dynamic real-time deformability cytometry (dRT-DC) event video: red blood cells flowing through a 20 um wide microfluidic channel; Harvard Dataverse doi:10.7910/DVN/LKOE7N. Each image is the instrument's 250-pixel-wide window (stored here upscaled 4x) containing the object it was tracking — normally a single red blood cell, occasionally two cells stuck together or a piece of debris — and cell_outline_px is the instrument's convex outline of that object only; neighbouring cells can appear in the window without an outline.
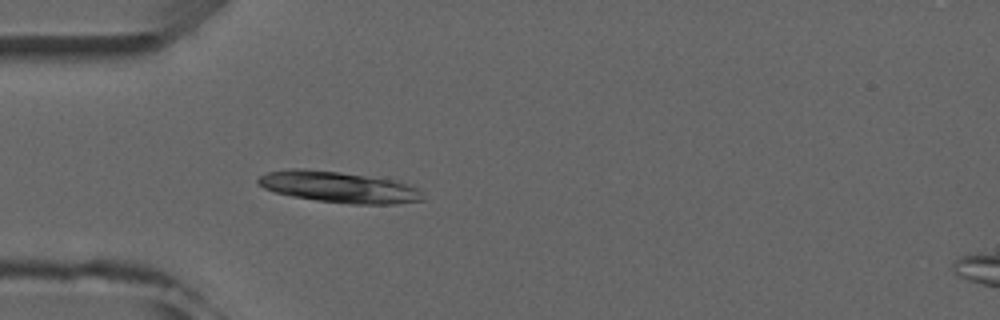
{"species": "common noctule bat (a hibernating species)", "species_latin": "Nyctalus noctula", "temperature_condition": "room temperature", "stored_images_in_passage": 3, "camera_frame_rate_fps": 3000, "um_per_image_px": 0.085, "animal": {"sex": "male", "forearm_length_mm": 52.5}, "frame": {"image": 1, "passage_image": 3, "time_ms": 3.0, "image_size_px": [1000, 320], "cell_outline_px": [[424, 200], [396, 204], [352, 204], [316, 200], [292, 196], [276, 192], [264, 188], [256, 180], [260, 176], [268, 172], [288, 168], [304, 168], [340, 172], [396, 180], [416, 188], [420, 192]], "centroid_in_image_um": [28.78, 15.89], "position_along_channel_um": 56.2, "area_um2": 29.77}}